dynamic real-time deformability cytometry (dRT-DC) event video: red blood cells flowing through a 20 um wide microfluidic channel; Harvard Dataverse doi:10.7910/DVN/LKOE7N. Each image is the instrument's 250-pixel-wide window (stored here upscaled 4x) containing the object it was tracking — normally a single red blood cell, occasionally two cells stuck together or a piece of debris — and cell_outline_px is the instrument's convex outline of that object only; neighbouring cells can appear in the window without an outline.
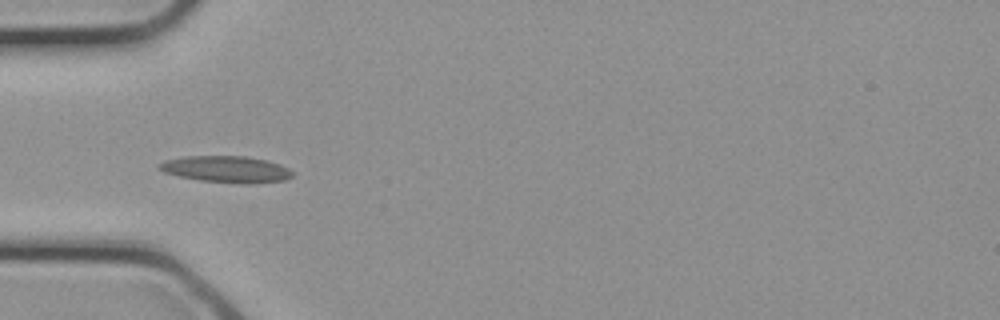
{"species": "common noctule bat (a hibernating species)", "species_latin": "Nyctalus noctula", "temperature_condition": "cold", "stored_images_in_passage": 30, "camera_frame_rate_fps": 3000, "um_per_image_px": 0.085, "animal": {"sex": "female", "body_mass_g": 21.9}, "frame": {"image": 1, "passage_image": 9, "time_ms": 2.667, "image_size_px": [1000, 320], "cell_outline_px": [[292, 176], [284, 180], [252, 184], [244, 184], [200, 180], [180, 176], [164, 172], [156, 168], [164, 160], [184, 156], [244, 156], [268, 160], [280, 164], [288, 168], [292, 172]], "centroid_in_image_um": [19.24, 14.38], "position_along_channel_um": 65.8, "area_um2": 20.63}}
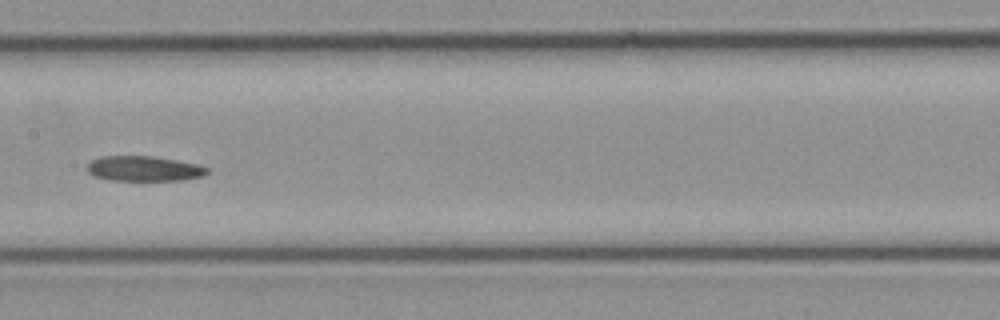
{"frame": {"image": 2, "passage_image": 15, "time_ms": 4.667, "image_size_px": [1000, 320], "cell_outline_px": [[208, 172], [204, 176], [180, 180], [108, 180], [92, 176], [88, 172], [88, 164], [92, 160], [100, 156], [152, 156], [176, 160], [196, 164], [208, 168]], "centroid_in_image_um": [12.21, 14.33], "position_along_channel_um": 195.2, "area_um2": 17.51}}
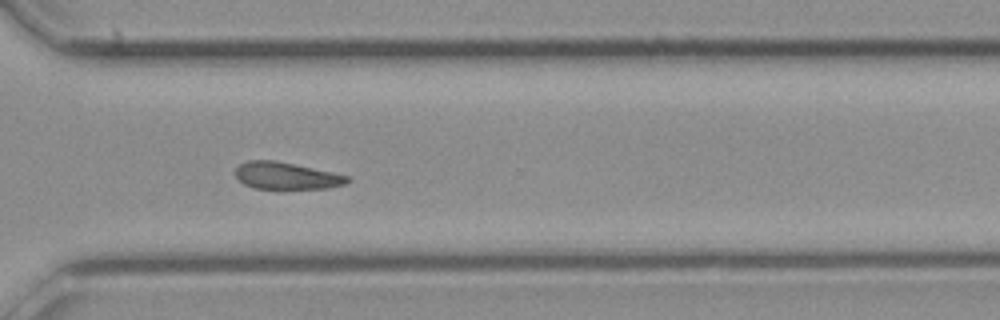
{"frame": {"image": 3, "passage_image": 22, "time_ms": 7.0, "image_size_px": [1000, 320], "cell_outline_px": [[352, 180], [348, 184], [328, 188], [256, 188], [244, 184], [236, 180], [236, 168], [240, 164], [248, 160], [276, 160], [296, 164], [348, 176]], "centroid_in_image_um": [24.35, 14.93], "position_along_channel_um": 346.3, "area_um2": 17.63}}